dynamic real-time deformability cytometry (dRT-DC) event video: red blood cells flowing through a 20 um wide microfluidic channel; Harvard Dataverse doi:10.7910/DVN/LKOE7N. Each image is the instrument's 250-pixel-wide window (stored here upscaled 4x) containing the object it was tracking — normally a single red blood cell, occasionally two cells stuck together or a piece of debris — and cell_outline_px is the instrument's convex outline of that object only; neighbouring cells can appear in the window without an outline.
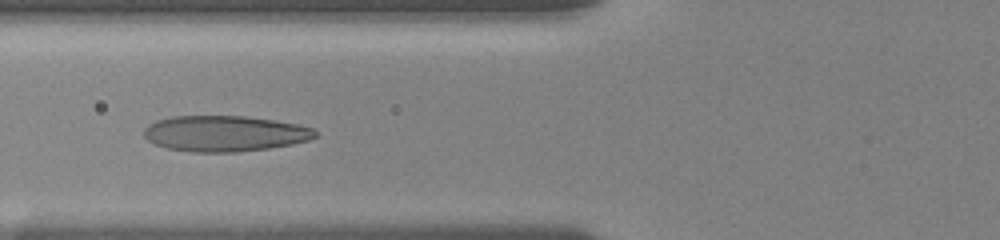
{"species": "human", "species_latin": "Homo sapiens", "temperature_condition": "room temperature", "stored_images_in_passage": 27, "camera_frame_rate_fps": 3000, "um_per_image_px": 0.085, "donor": {"sex": "female"}, "frame": {"image": 1, "passage_image": 8, "time_ms": 7.0, "image_size_px": [1000, 240], "cell_outline_px": [[316, 136], [308, 140], [292, 144], [268, 148], [236, 152], [192, 152], [168, 148], [156, 144], [148, 140], [144, 136], [144, 128], [148, 124], [156, 120], [172, 116], [244, 116], [300, 124], [312, 128], [316, 132]], "centroid_in_image_um": [19.08, 11.34], "position_along_channel_um": 106.7, "area_um2": 35.66}}
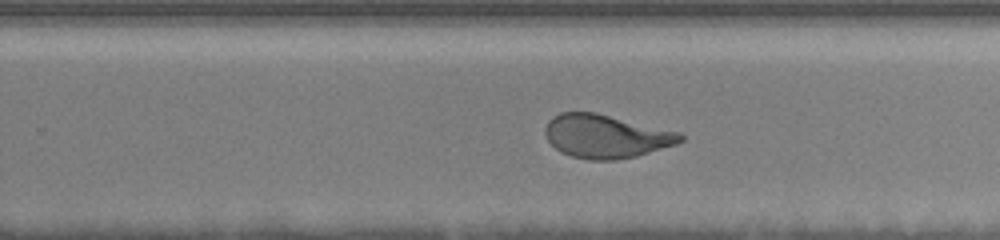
{"frame": {"image": 2, "passage_image": 15, "time_ms": 11.667, "image_size_px": [1000, 240], "cell_outline_px": [[684, 140], [676, 144], [636, 156], [616, 160], [588, 160], [572, 156], [560, 152], [548, 140], [544, 132], [544, 128], [548, 120], [552, 116], [560, 112], [596, 112], [680, 132], [684, 136]], "centroid_in_image_um": [51.49, 11.58], "position_along_channel_um": 278.3, "area_um2": 34.33}}
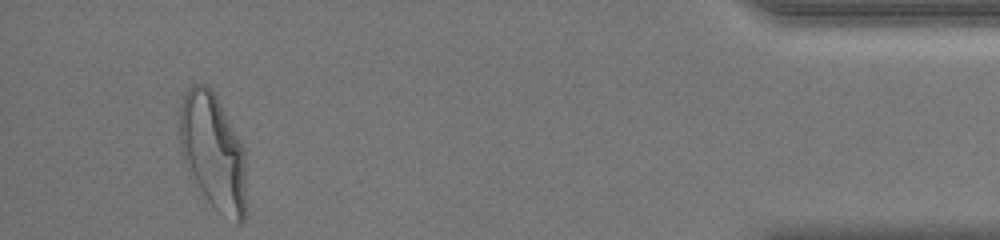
{"frame": {"image": 3, "passage_image": 26, "time_ms": 17.0, "image_size_px": [1000, 240], "cell_outline_px": [[244, 220], [240, 224], [236, 224], [216, 212], [188, 172], [180, 148], [176, 112], [184, 92], [192, 84], [204, 84], [216, 96], [244, 148]], "centroid_in_image_um": [18.04, 12.87], "position_along_channel_um": 417.2, "area_um2": 45.49}, "authors_computed_cell_mechanics": {"area_um2": 35.6626, "velocity_mm_per_s": 3.6689, "shape_relaxation_time_tau1_ms": 3.9586, "shape_relaxation_time_tau2_ms": null, "deformation_change_tau1": 0.1735, "deformation_change_tau2": null}}